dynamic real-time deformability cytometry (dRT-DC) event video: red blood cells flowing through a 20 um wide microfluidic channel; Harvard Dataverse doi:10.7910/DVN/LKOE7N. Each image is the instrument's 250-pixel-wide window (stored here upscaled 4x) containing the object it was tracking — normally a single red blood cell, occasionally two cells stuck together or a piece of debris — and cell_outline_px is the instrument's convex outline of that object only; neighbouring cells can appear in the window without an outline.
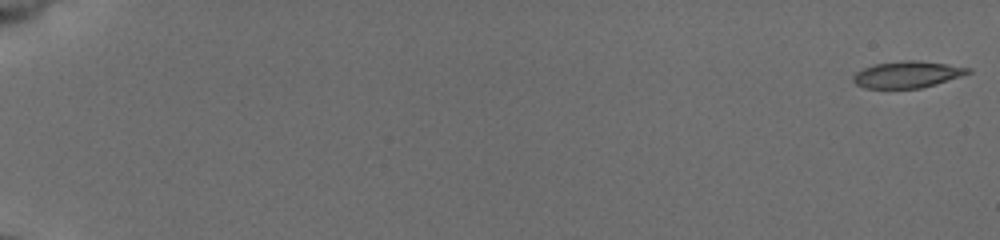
{"species": "common noctule bat (a hibernating species)", "species_latin": "Nyctalus noctula", "temperature_condition": "cold", "stored_images_in_passage": 12, "camera_frame_rate_fps": 3000, "um_per_image_px": 0.085, "animal": {"sex": "female", "body_mass_g": 19.5, "forearm_length_mm": 54.1}, "frame": {"image": 1, "passage_image": 1, "time_ms": 0.0, "image_size_px": [1000, 240], "cell_outline_px": [[972, 72], [920, 88], [868, 88], [856, 84], [856, 72], [864, 68], [876, 64], [912, 60], [944, 64], [968, 68]], "centroid_in_image_um": [77.11, 6.34], "position_along_channel_um": 7.9, "area_um2": 16.88}}